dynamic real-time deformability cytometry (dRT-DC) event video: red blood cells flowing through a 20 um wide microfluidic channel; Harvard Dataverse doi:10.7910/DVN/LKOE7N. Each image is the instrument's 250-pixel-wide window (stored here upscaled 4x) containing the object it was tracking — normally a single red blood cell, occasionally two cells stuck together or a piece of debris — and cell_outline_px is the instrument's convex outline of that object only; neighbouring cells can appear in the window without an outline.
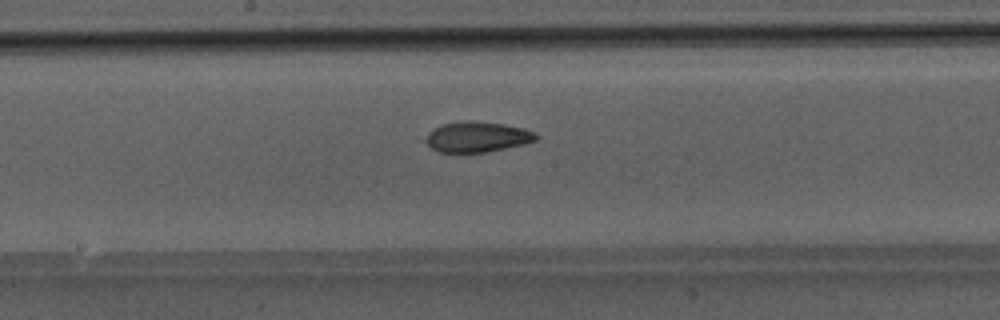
{"species": "Egyptian fruit bat (a non-hibernating species)", "species_latin": "Rousettus aegyptiacus", "temperature_condition": "room temperature", "stored_images_in_passage": 36, "camera_frame_rate_fps": 3000, "um_per_image_px": 0.085, "animal": {"sex": "male"}, "frame": {"image": 1, "passage_image": 18, "time_ms": 5.667, "image_size_px": [1000, 320], "cell_outline_px": [[540, 136], [536, 140], [524, 144], [484, 152], [440, 152], [432, 148], [424, 140], [428, 132], [440, 124], [464, 120], [472, 120], [504, 124], [524, 128], [536, 132]], "centroid_in_image_um": [40.57, 11.61], "position_along_channel_um": 207.6, "area_um2": 19.71}}
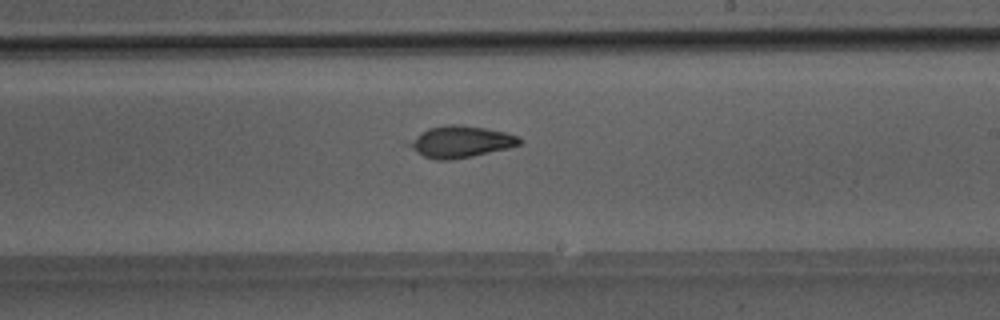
{"frame": {"image": 2, "passage_image": 21, "time_ms": 6.667, "image_size_px": [1000, 320], "cell_outline_px": [[524, 140], [520, 144], [508, 148], [472, 156], [448, 160], [436, 160], [424, 156], [416, 152], [404, 144], [420, 132], [428, 128], [448, 124], [460, 124], [488, 128], [504, 132], [516, 136]], "centroid_in_image_um": [39.11, 12.04], "position_along_channel_um": 249.9, "area_um2": 20.46}}
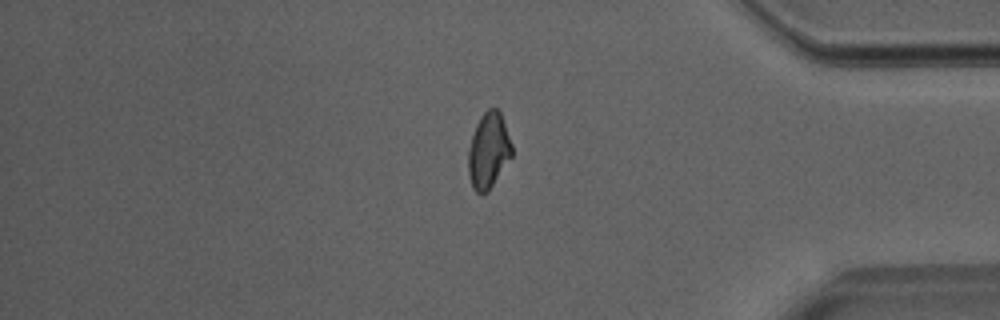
{"frame": {"image": 3, "passage_image": 33, "time_ms": 10.667, "image_size_px": [1000, 320], "cell_outline_px": [[512, 156], [488, 192], [476, 192], [472, 188], [468, 172], [468, 148], [476, 124], [480, 116], [488, 108], [496, 108], [500, 112], [512, 144]], "centroid_in_image_um": [41.51, 12.8], "position_along_channel_um": 393.7, "area_um2": 19.19}}